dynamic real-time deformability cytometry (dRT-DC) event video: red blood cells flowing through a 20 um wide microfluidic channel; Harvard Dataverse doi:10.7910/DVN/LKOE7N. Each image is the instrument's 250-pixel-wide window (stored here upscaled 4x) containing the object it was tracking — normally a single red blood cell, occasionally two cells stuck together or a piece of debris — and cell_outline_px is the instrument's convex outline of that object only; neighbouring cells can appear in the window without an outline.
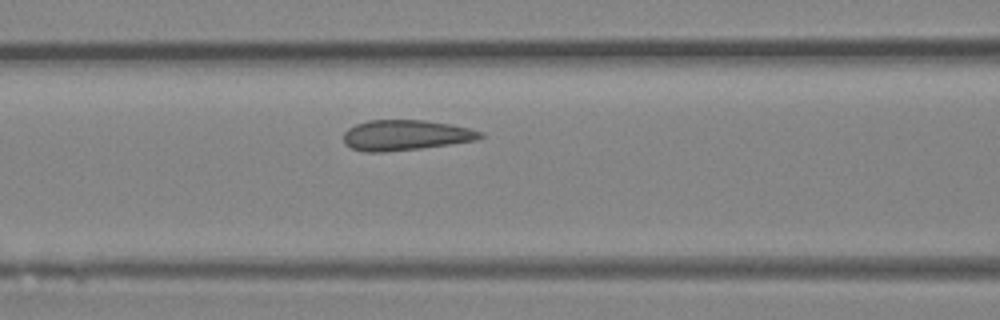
{"species": "Egyptian fruit bat (a non-hibernating species)", "species_latin": "Rousettus aegyptiacus", "temperature_condition": "room temperature", "stored_images_in_passage": 16, "camera_frame_rate_fps": 3000, "um_per_image_px": 0.085, "animal": {"sex": "female"}, "frame": {"image": 1, "passage_image": 12, "time_ms": 3.667, "image_size_px": [1000, 320], "cell_outline_px": [[484, 136], [476, 140], [420, 148], [384, 152], [364, 152], [352, 148], [344, 144], [344, 132], [348, 128], [356, 124], [368, 120], [424, 120], [448, 124], [468, 128], [484, 132]], "centroid_in_image_um": [34.44, 11.49], "position_along_channel_um": 132.2, "area_um2": 24.1}}
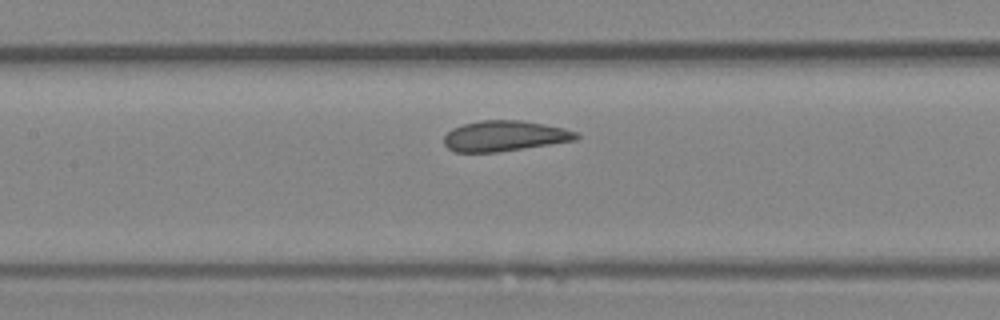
{"frame": {"image": 2, "passage_image": 14, "time_ms": 4.333, "image_size_px": [1000, 320], "cell_outline_px": [[580, 136], [576, 140], [496, 152], [456, 152], [448, 148], [444, 144], [444, 136], [452, 128], [464, 124], [480, 120], [520, 120], [544, 124], [564, 128], [576, 132]], "centroid_in_image_um": [42.87, 11.55], "position_along_channel_um": 164.5, "area_um2": 23.35}}